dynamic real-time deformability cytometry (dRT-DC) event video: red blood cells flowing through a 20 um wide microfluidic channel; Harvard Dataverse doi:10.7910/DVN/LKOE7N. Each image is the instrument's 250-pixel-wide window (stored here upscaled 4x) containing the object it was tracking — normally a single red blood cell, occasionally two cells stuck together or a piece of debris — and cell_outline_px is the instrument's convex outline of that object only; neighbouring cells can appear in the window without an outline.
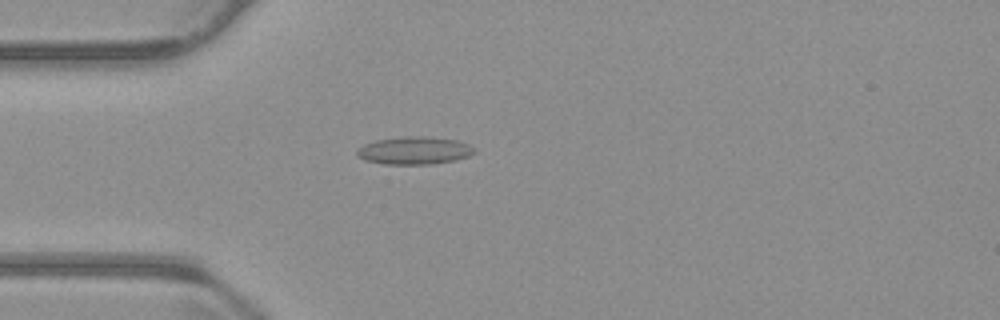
{"species": "common noctule bat (a hibernating species)", "species_latin": "Nyctalus noctula", "temperature_condition": "warm", "stored_images_in_passage": 55, "camera_frame_rate_fps": 3000, "um_per_image_px": 0.085, "animal": {"sex": "male", "body_mass_g": 23.1, "forearm_length_mm": 52.7}, "frame": {"image": 1, "passage_image": 15, "time_ms": 4.667, "image_size_px": [1000, 320], "cell_outline_px": [[476, 152], [468, 156], [456, 160], [432, 164], [384, 164], [364, 160], [356, 156], [356, 148], [364, 144], [376, 140], [404, 136], [424, 136], [456, 140], [468, 144], [476, 148]], "centroid_in_image_um": [35.2, 12.79], "position_along_channel_um": 49.8, "area_um2": 19.13}}
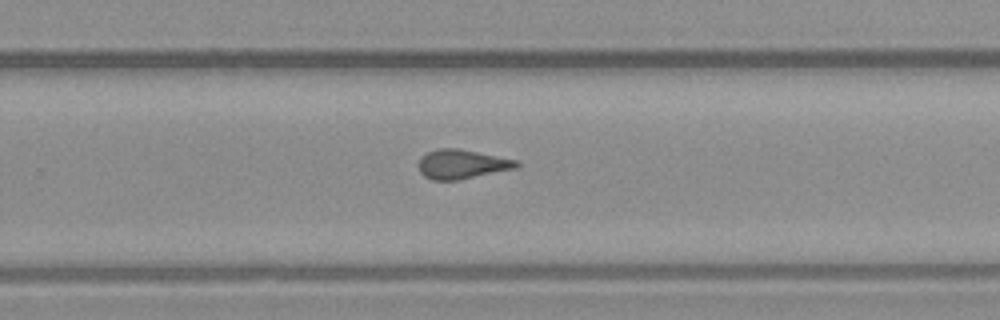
{"frame": {"image": 2, "passage_image": 35, "time_ms": 11.333, "image_size_px": [1000, 320], "cell_outline_px": [[520, 164], [516, 168], [456, 180], [432, 180], [424, 176], [420, 172], [420, 156], [428, 152], [440, 148], [456, 148], [520, 160]], "centroid_in_image_um": [39.28, 13.95], "position_along_channel_um": 290.5, "area_um2": 16.53}}
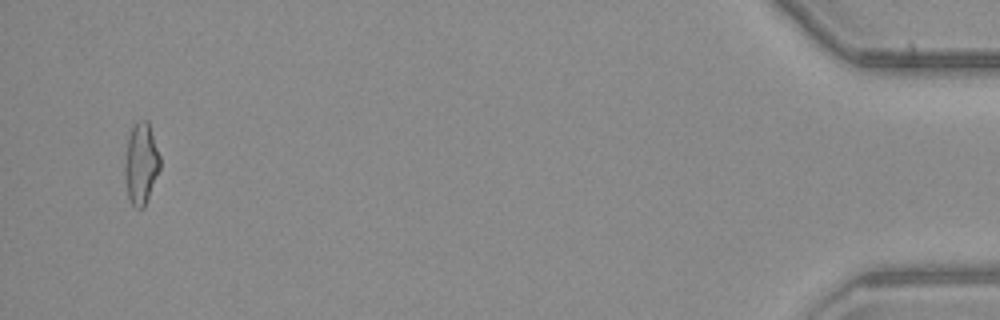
{"frame": {"image": 3, "passage_image": 53, "time_ms": 17.333, "image_size_px": [1000, 320], "cell_outline_px": [[160, 168], [144, 208], [136, 208], [132, 204], [128, 196], [124, 176], [124, 168], [128, 136], [132, 128], [136, 124], [144, 120], [148, 120], [160, 156]], "centroid_in_image_um": [11.99, 13.92], "position_along_channel_um": 423.2, "area_um2": 16.53}, "authors_computed_cell_mechanics": {"area_um2": 17.1088, "velocity_mm_per_s": 3.7377, "shape_relaxation_time_tau1_ms": null, "shape_relaxation_time_tau2_ms": 1.579, "deformation_change_tau1": null, "deformation_change_tau2": 0.0898}}